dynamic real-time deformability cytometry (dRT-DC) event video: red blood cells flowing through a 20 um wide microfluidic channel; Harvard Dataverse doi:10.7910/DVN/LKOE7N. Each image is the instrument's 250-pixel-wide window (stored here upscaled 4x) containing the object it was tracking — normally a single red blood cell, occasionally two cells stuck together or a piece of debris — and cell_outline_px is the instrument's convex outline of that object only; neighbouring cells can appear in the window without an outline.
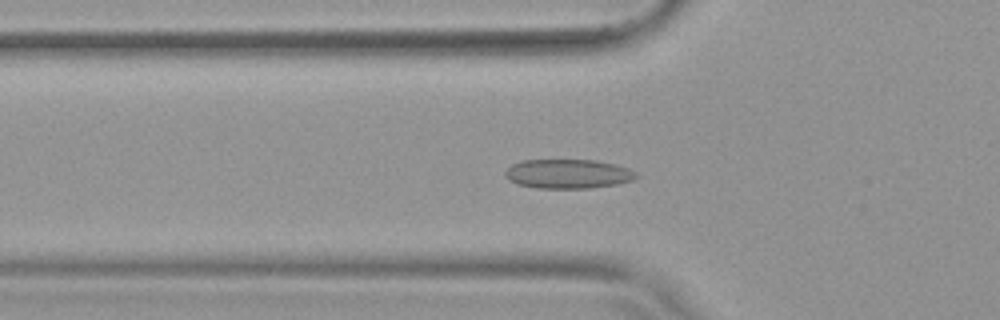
{"species": "common noctule bat (a hibernating species)", "species_latin": "Nyctalus noctula", "temperature_condition": "warm", "stored_images_in_passage": 54, "camera_frame_rate_fps": 3000, "um_per_image_px": 0.085, "animal": {"sex": "female", "body_mass_g": 19.9}, "frame": {"image": 1, "passage_image": 19, "time_ms": 6.0, "image_size_px": [1000, 320], "cell_outline_px": [[640, 176], [632, 180], [616, 184], [588, 188], [536, 188], [516, 184], [508, 180], [504, 176], [504, 172], [512, 164], [520, 160], [596, 160], [616, 164], [628, 168], [636, 172]], "centroid_in_image_um": [48.26, 14.77], "position_along_channel_um": 77.5, "area_um2": 22.54}}
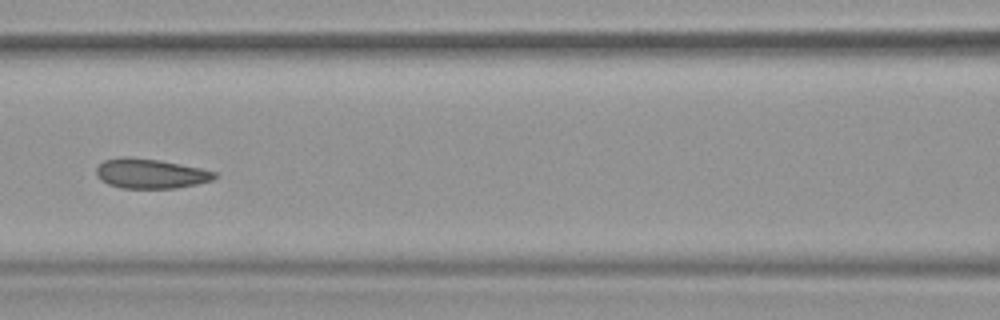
{"frame": {"image": 2, "passage_image": 25, "time_ms": 8.0, "image_size_px": [1000, 320], "cell_outline_px": [[216, 176], [212, 180], [196, 184], [176, 188], [120, 188], [108, 184], [100, 180], [96, 176], [96, 168], [104, 160], [120, 156], [128, 156], [160, 160], [200, 168], [216, 172]], "centroid_in_image_um": [12.74, 14.75], "position_along_channel_um": 153.9, "area_um2": 20.58}}
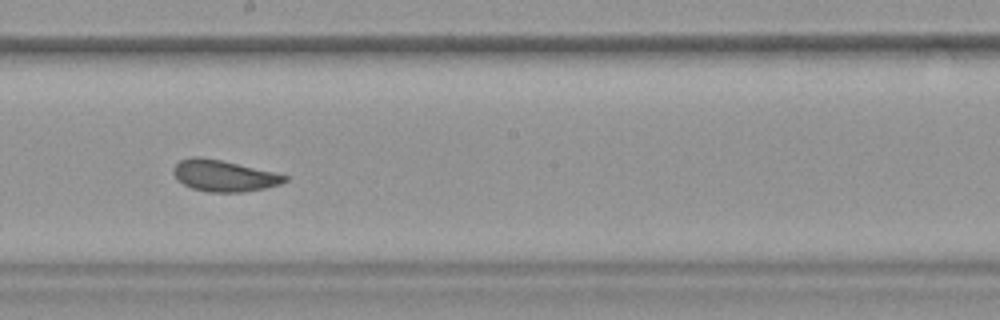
{"frame": {"image": 3, "passage_image": 31, "time_ms": 10.0, "image_size_px": [1000, 320], "cell_outline_px": [[288, 180], [280, 184], [264, 188], [244, 192], [208, 192], [192, 188], [176, 180], [172, 172], [172, 168], [180, 160], [192, 156], [200, 156], [220, 160], [272, 172], [288, 176]], "centroid_in_image_um": [18.97, 14.94], "position_along_channel_um": 229.2, "area_um2": 20.23}, "authors_computed_cell_mechanics": {"area_um2": 21.7328, "velocity_mm_per_s": 3.797, "shape_relaxation_time_tau1_ms": 5.6468, "shape_relaxation_time_tau2_ms": 1.2052, "deformation_change_tau1": 0.123, "deformation_change_tau2": 0.0755}}